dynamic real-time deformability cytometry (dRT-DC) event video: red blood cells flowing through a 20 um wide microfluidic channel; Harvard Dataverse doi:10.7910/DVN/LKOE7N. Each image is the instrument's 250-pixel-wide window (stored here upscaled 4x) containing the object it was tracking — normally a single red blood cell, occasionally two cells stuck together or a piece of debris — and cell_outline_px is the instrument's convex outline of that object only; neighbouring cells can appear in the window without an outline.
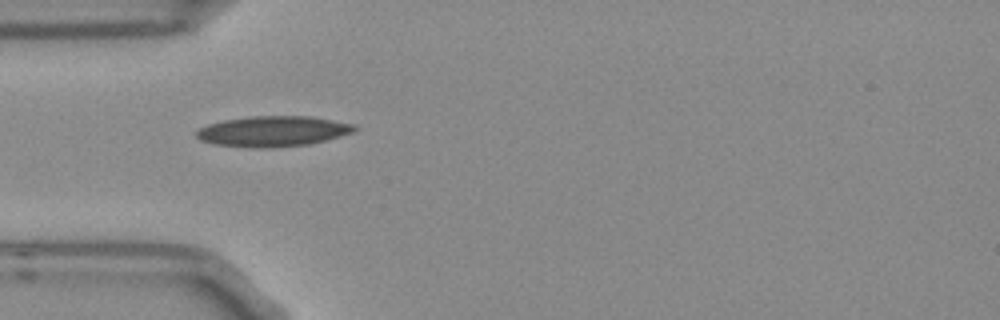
{"species": "Egyptian fruit bat (a non-hibernating species)", "species_latin": "Rousettus aegyptiacus", "temperature_condition": "room temperature", "stored_images_in_passage": 5, "camera_frame_rate_fps": 3000, "um_per_image_px": 0.085, "frame": {"image": 1, "passage_image": 4, "time_ms": 1.0, "image_size_px": [1000, 320], "cell_outline_px": [[360, 128], [352, 132], [340, 136], [308, 144], [268, 148], [252, 148], [216, 144], [200, 140], [196, 136], [196, 132], [200, 128], [208, 124], [224, 120], [248, 116], [312, 116], [356, 124]], "centroid_in_image_um": [23.22, 11.15], "position_along_channel_um": 61.8, "area_um2": 28.15}}
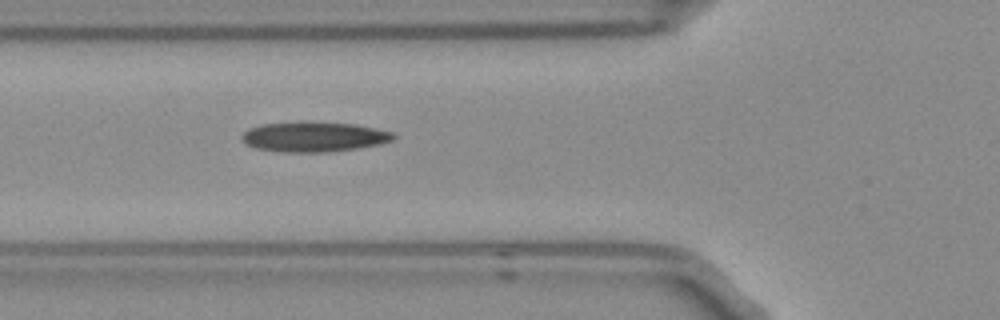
{"frame": {"image": 2, "passage_image": 5, "time_ms": 1.333, "image_size_px": [1000, 320], "cell_outline_px": [[396, 136], [392, 140], [380, 144], [356, 148], [328, 152], [280, 152], [256, 148], [248, 144], [240, 136], [248, 128], [264, 124], [300, 120], [356, 124], [376, 128], [392, 132]], "centroid_in_image_um": [26.68, 11.6], "position_along_channel_um": 99.1, "area_um2": 26.82}}